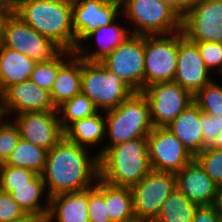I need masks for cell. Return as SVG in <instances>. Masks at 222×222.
Listing matches in <instances>:
<instances>
[{
    "mask_svg": "<svg viewBox=\"0 0 222 222\" xmlns=\"http://www.w3.org/2000/svg\"><path fill=\"white\" fill-rule=\"evenodd\" d=\"M213 76L215 77L203 62L197 45L184 36L178 42L177 69L173 81L194 96L204 85L215 79Z\"/></svg>",
    "mask_w": 222,
    "mask_h": 222,
    "instance_id": "cell-17",
    "label": "cell"
},
{
    "mask_svg": "<svg viewBox=\"0 0 222 222\" xmlns=\"http://www.w3.org/2000/svg\"><path fill=\"white\" fill-rule=\"evenodd\" d=\"M10 14H11V12L0 3V30H1V27L3 26V24L5 23L6 18Z\"/></svg>",
    "mask_w": 222,
    "mask_h": 222,
    "instance_id": "cell-44",
    "label": "cell"
},
{
    "mask_svg": "<svg viewBox=\"0 0 222 222\" xmlns=\"http://www.w3.org/2000/svg\"><path fill=\"white\" fill-rule=\"evenodd\" d=\"M105 2L108 3H113L118 5L120 8L127 2V0H104Z\"/></svg>",
    "mask_w": 222,
    "mask_h": 222,
    "instance_id": "cell-46",
    "label": "cell"
},
{
    "mask_svg": "<svg viewBox=\"0 0 222 222\" xmlns=\"http://www.w3.org/2000/svg\"><path fill=\"white\" fill-rule=\"evenodd\" d=\"M196 208L176 187L163 202L154 222H192Z\"/></svg>",
    "mask_w": 222,
    "mask_h": 222,
    "instance_id": "cell-28",
    "label": "cell"
},
{
    "mask_svg": "<svg viewBox=\"0 0 222 222\" xmlns=\"http://www.w3.org/2000/svg\"><path fill=\"white\" fill-rule=\"evenodd\" d=\"M47 153L48 150L20 139L4 165L27 168L41 175L45 169Z\"/></svg>",
    "mask_w": 222,
    "mask_h": 222,
    "instance_id": "cell-27",
    "label": "cell"
},
{
    "mask_svg": "<svg viewBox=\"0 0 222 222\" xmlns=\"http://www.w3.org/2000/svg\"><path fill=\"white\" fill-rule=\"evenodd\" d=\"M105 204V182L98 179L94 186L88 188L89 222H112L107 214Z\"/></svg>",
    "mask_w": 222,
    "mask_h": 222,
    "instance_id": "cell-32",
    "label": "cell"
},
{
    "mask_svg": "<svg viewBox=\"0 0 222 222\" xmlns=\"http://www.w3.org/2000/svg\"><path fill=\"white\" fill-rule=\"evenodd\" d=\"M176 187L197 206L212 205L217 184L193 159L176 174Z\"/></svg>",
    "mask_w": 222,
    "mask_h": 222,
    "instance_id": "cell-19",
    "label": "cell"
},
{
    "mask_svg": "<svg viewBox=\"0 0 222 222\" xmlns=\"http://www.w3.org/2000/svg\"><path fill=\"white\" fill-rule=\"evenodd\" d=\"M22 0H0V3L6 7L11 13H15Z\"/></svg>",
    "mask_w": 222,
    "mask_h": 222,
    "instance_id": "cell-42",
    "label": "cell"
},
{
    "mask_svg": "<svg viewBox=\"0 0 222 222\" xmlns=\"http://www.w3.org/2000/svg\"><path fill=\"white\" fill-rule=\"evenodd\" d=\"M56 110L63 130L70 123L92 116L99 111L93 102L82 92L75 95L72 99L63 102Z\"/></svg>",
    "mask_w": 222,
    "mask_h": 222,
    "instance_id": "cell-29",
    "label": "cell"
},
{
    "mask_svg": "<svg viewBox=\"0 0 222 222\" xmlns=\"http://www.w3.org/2000/svg\"><path fill=\"white\" fill-rule=\"evenodd\" d=\"M162 3L168 5L175 11V0H160Z\"/></svg>",
    "mask_w": 222,
    "mask_h": 222,
    "instance_id": "cell-47",
    "label": "cell"
},
{
    "mask_svg": "<svg viewBox=\"0 0 222 222\" xmlns=\"http://www.w3.org/2000/svg\"><path fill=\"white\" fill-rule=\"evenodd\" d=\"M222 217L211 206H197L192 222H219Z\"/></svg>",
    "mask_w": 222,
    "mask_h": 222,
    "instance_id": "cell-39",
    "label": "cell"
},
{
    "mask_svg": "<svg viewBox=\"0 0 222 222\" xmlns=\"http://www.w3.org/2000/svg\"><path fill=\"white\" fill-rule=\"evenodd\" d=\"M26 215L9 193L0 190V222H11Z\"/></svg>",
    "mask_w": 222,
    "mask_h": 222,
    "instance_id": "cell-38",
    "label": "cell"
},
{
    "mask_svg": "<svg viewBox=\"0 0 222 222\" xmlns=\"http://www.w3.org/2000/svg\"><path fill=\"white\" fill-rule=\"evenodd\" d=\"M36 64L31 57L0 44V95L8 87L28 80Z\"/></svg>",
    "mask_w": 222,
    "mask_h": 222,
    "instance_id": "cell-24",
    "label": "cell"
},
{
    "mask_svg": "<svg viewBox=\"0 0 222 222\" xmlns=\"http://www.w3.org/2000/svg\"><path fill=\"white\" fill-rule=\"evenodd\" d=\"M105 118L108 141L103 143V153L111 146L147 137L153 129L148 102L141 92H134L118 107L105 111Z\"/></svg>",
    "mask_w": 222,
    "mask_h": 222,
    "instance_id": "cell-4",
    "label": "cell"
},
{
    "mask_svg": "<svg viewBox=\"0 0 222 222\" xmlns=\"http://www.w3.org/2000/svg\"><path fill=\"white\" fill-rule=\"evenodd\" d=\"M81 75L82 59L74 52L59 67L50 91V98L55 108L81 93Z\"/></svg>",
    "mask_w": 222,
    "mask_h": 222,
    "instance_id": "cell-23",
    "label": "cell"
},
{
    "mask_svg": "<svg viewBox=\"0 0 222 222\" xmlns=\"http://www.w3.org/2000/svg\"><path fill=\"white\" fill-rule=\"evenodd\" d=\"M74 52L62 50L54 59L48 62H37L30 75V80L39 87L51 91L56 79L59 67L73 54Z\"/></svg>",
    "mask_w": 222,
    "mask_h": 222,
    "instance_id": "cell-30",
    "label": "cell"
},
{
    "mask_svg": "<svg viewBox=\"0 0 222 222\" xmlns=\"http://www.w3.org/2000/svg\"><path fill=\"white\" fill-rule=\"evenodd\" d=\"M15 14L63 50L75 52L72 2L22 0Z\"/></svg>",
    "mask_w": 222,
    "mask_h": 222,
    "instance_id": "cell-3",
    "label": "cell"
},
{
    "mask_svg": "<svg viewBox=\"0 0 222 222\" xmlns=\"http://www.w3.org/2000/svg\"><path fill=\"white\" fill-rule=\"evenodd\" d=\"M181 31L191 42L222 43V0H201L182 18Z\"/></svg>",
    "mask_w": 222,
    "mask_h": 222,
    "instance_id": "cell-13",
    "label": "cell"
},
{
    "mask_svg": "<svg viewBox=\"0 0 222 222\" xmlns=\"http://www.w3.org/2000/svg\"><path fill=\"white\" fill-rule=\"evenodd\" d=\"M175 188L174 173L151 170L138 184L131 187L136 220L154 222L163 202Z\"/></svg>",
    "mask_w": 222,
    "mask_h": 222,
    "instance_id": "cell-9",
    "label": "cell"
},
{
    "mask_svg": "<svg viewBox=\"0 0 222 222\" xmlns=\"http://www.w3.org/2000/svg\"><path fill=\"white\" fill-rule=\"evenodd\" d=\"M201 127L200 108L194 101L167 126L194 157L203 151Z\"/></svg>",
    "mask_w": 222,
    "mask_h": 222,
    "instance_id": "cell-22",
    "label": "cell"
},
{
    "mask_svg": "<svg viewBox=\"0 0 222 222\" xmlns=\"http://www.w3.org/2000/svg\"><path fill=\"white\" fill-rule=\"evenodd\" d=\"M122 15H120L114 22L108 26L98 27L96 30L88 34L80 43L77 45L75 53L84 61L90 63H101L113 50L121 45L131 34L130 27L124 26L127 23L124 21L121 24L118 22L122 21ZM118 19H121L118 21ZM95 41L97 47L91 49L88 42ZM87 45H84L86 44ZM89 48V49H88Z\"/></svg>",
    "mask_w": 222,
    "mask_h": 222,
    "instance_id": "cell-18",
    "label": "cell"
},
{
    "mask_svg": "<svg viewBox=\"0 0 222 222\" xmlns=\"http://www.w3.org/2000/svg\"><path fill=\"white\" fill-rule=\"evenodd\" d=\"M200 125L203 134V150L212 147L222 130V115L205 114L200 110Z\"/></svg>",
    "mask_w": 222,
    "mask_h": 222,
    "instance_id": "cell-37",
    "label": "cell"
},
{
    "mask_svg": "<svg viewBox=\"0 0 222 222\" xmlns=\"http://www.w3.org/2000/svg\"><path fill=\"white\" fill-rule=\"evenodd\" d=\"M1 115L7 118L26 112L57 111L50 92L30 79L8 87L0 95Z\"/></svg>",
    "mask_w": 222,
    "mask_h": 222,
    "instance_id": "cell-14",
    "label": "cell"
},
{
    "mask_svg": "<svg viewBox=\"0 0 222 222\" xmlns=\"http://www.w3.org/2000/svg\"><path fill=\"white\" fill-rule=\"evenodd\" d=\"M81 92L99 111L118 107L134 91L119 76L102 63H90L82 59Z\"/></svg>",
    "mask_w": 222,
    "mask_h": 222,
    "instance_id": "cell-6",
    "label": "cell"
},
{
    "mask_svg": "<svg viewBox=\"0 0 222 222\" xmlns=\"http://www.w3.org/2000/svg\"><path fill=\"white\" fill-rule=\"evenodd\" d=\"M141 93L148 102L153 127H167L193 102V95L174 81L154 83Z\"/></svg>",
    "mask_w": 222,
    "mask_h": 222,
    "instance_id": "cell-10",
    "label": "cell"
},
{
    "mask_svg": "<svg viewBox=\"0 0 222 222\" xmlns=\"http://www.w3.org/2000/svg\"><path fill=\"white\" fill-rule=\"evenodd\" d=\"M10 118L18 126L21 139L48 151L64 137L57 111L26 112Z\"/></svg>",
    "mask_w": 222,
    "mask_h": 222,
    "instance_id": "cell-15",
    "label": "cell"
},
{
    "mask_svg": "<svg viewBox=\"0 0 222 222\" xmlns=\"http://www.w3.org/2000/svg\"><path fill=\"white\" fill-rule=\"evenodd\" d=\"M10 195L26 214H35L46 220L50 198L46 191L42 175L38 174L30 182V186L12 187ZM44 196L47 198H44Z\"/></svg>",
    "mask_w": 222,
    "mask_h": 222,
    "instance_id": "cell-25",
    "label": "cell"
},
{
    "mask_svg": "<svg viewBox=\"0 0 222 222\" xmlns=\"http://www.w3.org/2000/svg\"><path fill=\"white\" fill-rule=\"evenodd\" d=\"M147 137L109 147L99 157V179L117 187H132L150 171Z\"/></svg>",
    "mask_w": 222,
    "mask_h": 222,
    "instance_id": "cell-2",
    "label": "cell"
},
{
    "mask_svg": "<svg viewBox=\"0 0 222 222\" xmlns=\"http://www.w3.org/2000/svg\"><path fill=\"white\" fill-rule=\"evenodd\" d=\"M3 164H4V162H2V161L0 160V172H1V170H2Z\"/></svg>",
    "mask_w": 222,
    "mask_h": 222,
    "instance_id": "cell-49",
    "label": "cell"
},
{
    "mask_svg": "<svg viewBox=\"0 0 222 222\" xmlns=\"http://www.w3.org/2000/svg\"><path fill=\"white\" fill-rule=\"evenodd\" d=\"M0 44L20 51L36 62H48L63 50L53 40L39 34L15 13H11L1 27Z\"/></svg>",
    "mask_w": 222,
    "mask_h": 222,
    "instance_id": "cell-8",
    "label": "cell"
},
{
    "mask_svg": "<svg viewBox=\"0 0 222 222\" xmlns=\"http://www.w3.org/2000/svg\"><path fill=\"white\" fill-rule=\"evenodd\" d=\"M50 1H58V2H73L74 0H50Z\"/></svg>",
    "mask_w": 222,
    "mask_h": 222,
    "instance_id": "cell-48",
    "label": "cell"
},
{
    "mask_svg": "<svg viewBox=\"0 0 222 222\" xmlns=\"http://www.w3.org/2000/svg\"><path fill=\"white\" fill-rule=\"evenodd\" d=\"M201 0H175V12L183 18Z\"/></svg>",
    "mask_w": 222,
    "mask_h": 222,
    "instance_id": "cell-40",
    "label": "cell"
},
{
    "mask_svg": "<svg viewBox=\"0 0 222 222\" xmlns=\"http://www.w3.org/2000/svg\"><path fill=\"white\" fill-rule=\"evenodd\" d=\"M64 137L89 150L99 147L96 154L100 157L103 154L102 143L106 138L105 111H98L92 116L70 123L64 129Z\"/></svg>",
    "mask_w": 222,
    "mask_h": 222,
    "instance_id": "cell-20",
    "label": "cell"
},
{
    "mask_svg": "<svg viewBox=\"0 0 222 222\" xmlns=\"http://www.w3.org/2000/svg\"><path fill=\"white\" fill-rule=\"evenodd\" d=\"M217 81L213 79L193 96V101L205 114L222 115V84Z\"/></svg>",
    "mask_w": 222,
    "mask_h": 222,
    "instance_id": "cell-31",
    "label": "cell"
},
{
    "mask_svg": "<svg viewBox=\"0 0 222 222\" xmlns=\"http://www.w3.org/2000/svg\"><path fill=\"white\" fill-rule=\"evenodd\" d=\"M222 217V184L217 185L214 200L211 205Z\"/></svg>",
    "mask_w": 222,
    "mask_h": 222,
    "instance_id": "cell-41",
    "label": "cell"
},
{
    "mask_svg": "<svg viewBox=\"0 0 222 222\" xmlns=\"http://www.w3.org/2000/svg\"><path fill=\"white\" fill-rule=\"evenodd\" d=\"M37 175L35 171L27 168L3 164L0 172V190L10 194L12 187L30 186V182Z\"/></svg>",
    "mask_w": 222,
    "mask_h": 222,
    "instance_id": "cell-33",
    "label": "cell"
},
{
    "mask_svg": "<svg viewBox=\"0 0 222 222\" xmlns=\"http://www.w3.org/2000/svg\"><path fill=\"white\" fill-rule=\"evenodd\" d=\"M11 222H45V219L35 214H26L22 218Z\"/></svg>",
    "mask_w": 222,
    "mask_h": 222,
    "instance_id": "cell-43",
    "label": "cell"
},
{
    "mask_svg": "<svg viewBox=\"0 0 222 222\" xmlns=\"http://www.w3.org/2000/svg\"><path fill=\"white\" fill-rule=\"evenodd\" d=\"M183 37L182 31L144 36V89L154 83L174 80L178 42Z\"/></svg>",
    "mask_w": 222,
    "mask_h": 222,
    "instance_id": "cell-7",
    "label": "cell"
},
{
    "mask_svg": "<svg viewBox=\"0 0 222 222\" xmlns=\"http://www.w3.org/2000/svg\"><path fill=\"white\" fill-rule=\"evenodd\" d=\"M121 15V8L104 0H74L73 29L77 45L98 27L108 26Z\"/></svg>",
    "mask_w": 222,
    "mask_h": 222,
    "instance_id": "cell-16",
    "label": "cell"
},
{
    "mask_svg": "<svg viewBox=\"0 0 222 222\" xmlns=\"http://www.w3.org/2000/svg\"><path fill=\"white\" fill-rule=\"evenodd\" d=\"M134 92L144 90V35L132 34L102 62Z\"/></svg>",
    "mask_w": 222,
    "mask_h": 222,
    "instance_id": "cell-11",
    "label": "cell"
},
{
    "mask_svg": "<svg viewBox=\"0 0 222 222\" xmlns=\"http://www.w3.org/2000/svg\"><path fill=\"white\" fill-rule=\"evenodd\" d=\"M134 222H149V221H138V220H136V221H134Z\"/></svg>",
    "mask_w": 222,
    "mask_h": 222,
    "instance_id": "cell-50",
    "label": "cell"
},
{
    "mask_svg": "<svg viewBox=\"0 0 222 222\" xmlns=\"http://www.w3.org/2000/svg\"><path fill=\"white\" fill-rule=\"evenodd\" d=\"M147 144L153 171L176 174L194 159L167 127H153L147 136Z\"/></svg>",
    "mask_w": 222,
    "mask_h": 222,
    "instance_id": "cell-12",
    "label": "cell"
},
{
    "mask_svg": "<svg viewBox=\"0 0 222 222\" xmlns=\"http://www.w3.org/2000/svg\"><path fill=\"white\" fill-rule=\"evenodd\" d=\"M45 222H89L88 189L51 197Z\"/></svg>",
    "mask_w": 222,
    "mask_h": 222,
    "instance_id": "cell-21",
    "label": "cell"
},
{
    "mask_svg": "<svg viewBox=\"0 0 222 222\" xmlns=\"http://www.w3.org/2000/svg\"><path fill=\"white\" fill-rule=\"evenodd\" d=\"M63 137L47 153L42 178L49 198L84 191L99 179V156Z\"/></svg>",
    "mask_w": 222,
    "mask_h": 222,
    "instance_id": "cell-1",
    "label": "cell"
},
{
    "mask_svg": "<svg viewBox=\"0 0 222 222\" xmlns=\"http://www.w3.org/2000/svg\"><path fill=\"white\" fill-rule=\"evenodd\" d=\"M194 159L217 185L222 184V150L205 148Z\"/></svg>",
    "mask_w": 222,
    "mask_h": 222,
    "instance_id": "cell-34",
    "label": "cell"
},
{
    "mask_svg": "<svg viewBox=\"0 0 222 222\" xmlns=\"http://www.w3.org/2000/svg\"><path fill=\"white\" fill-rule=\"evenodd\" d=\"M18 126L11 118L0 117V160L5 162L20 141Z\"/></svg>",
    "mask_w": 222,
    "mask_h": 222,
    "instance_id": "cell-35",
    "label": "cell"
},
{
    "mask_svg": "<svg viewBox=\"0 0 222 222\" xmlns=\"http://www.w3.org/2000/svg\"><path fill=\"white\" fill-rule=\"evenodd\" d=\"M105 204L112 222L136 221L130 187H117L105 183Z\"/></svg>",
    "mask_w": 222,
    "mask_h": 222,
    "instance_id": "cell-26",
    "label": "cell"
},
{
    "mask_svg": "<svg viewBox=\"0 0 222 222\" xmlns=\"http://www.w3.org/2000/svg\"><path fill=\"white\" fill-rule=\"evenodd\" d=\"M121 15L131 34L166 35L182 29V18L160 0H127L121 7Z\"/></svg>",
    "mask_w": 222,
    "mask_h": 222,
    "instance_id": "cell-5",
    "label": "cell"
},
{
    "mask_svg": "<svg viewBox=\"0 0 222 222\" xmlns=\"http://www.w3.org/2000/svg\"><path fill=\"white\" fill-rule=\"evenodd\" d=\"M212 148H216V149L222 150V130L218 134L216 142L214 143Z\"/></svg>",
    "mask_w": 222,
    "mask_h": 222,
    "instance_id": "cell-45",
    "label": "cell"
},
{
    "mask_svg": "<svg viewBox=\"0 0 222 222\" xmlns=\"http://www.w3.org/2000/svg\"><path fill=\"white\" fill-rule=\"evenodd\" d=\"M207 69L215 76L222 75V43L218 42H194ZM217 70V71H216Z\"/></svg>",
    "mask_w": 222,
    "mask_h": 222,
    "instance_id": "cell-36",
    "label": "cell"
}]
</instances>
